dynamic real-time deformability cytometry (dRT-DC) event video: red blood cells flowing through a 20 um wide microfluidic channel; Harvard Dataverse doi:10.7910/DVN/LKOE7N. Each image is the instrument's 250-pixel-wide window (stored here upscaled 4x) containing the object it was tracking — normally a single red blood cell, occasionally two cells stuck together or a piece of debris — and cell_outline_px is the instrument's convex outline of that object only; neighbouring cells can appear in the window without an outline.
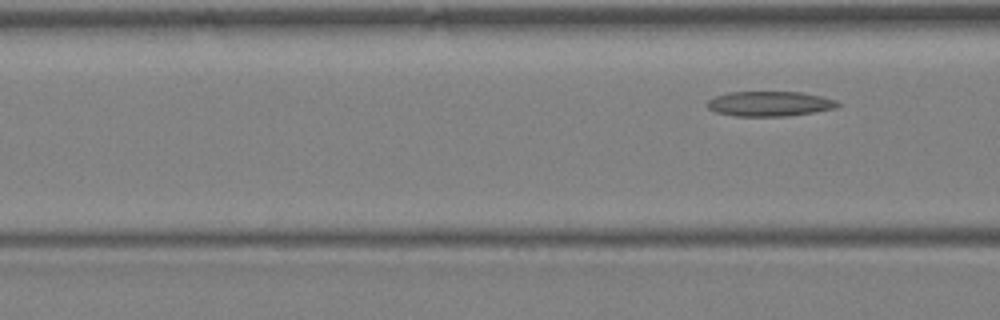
{"species": "Egyptian fruit bat (a non-hibernating species)", "species_latin": "Rousettus aegyptiacus", "temperature_condition": "warm", "stored_images_in_passage": 6, "segment_of_instrument_passage": [2, 2], "camera_frame_rate_fps": 3000, "um_per_image_px": 0.085, "animal": {"sex": "female"}, "frame": {"image": 1, "passage_image": 6, "time_ms": 6.0, "image_size_px": [1000, 320], "cell_outline_px": [[840, 104], [836, 108], [788, 116], [736, 116], [716, 112], [708, 108], [704, 104], [708, 100], [716, 96], [728, 92], [800, 92], [824, 96], [836, 100]], "centroid_in_image_um": [65.41, 8.81], "position_along_channel_um": 101.2, "area_um2": 19.02}}